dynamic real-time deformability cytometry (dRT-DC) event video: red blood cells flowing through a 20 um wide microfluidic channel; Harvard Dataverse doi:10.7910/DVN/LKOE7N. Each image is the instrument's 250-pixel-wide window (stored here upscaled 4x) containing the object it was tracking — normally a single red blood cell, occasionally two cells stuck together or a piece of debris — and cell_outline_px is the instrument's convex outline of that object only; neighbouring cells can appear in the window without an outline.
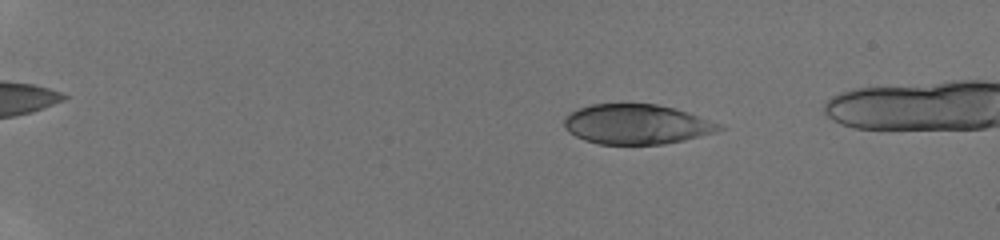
{"species": "human", "species_latin": "Homo sapiens", "temperature_condition": "room temperature", "stored_images_in_passage": 61, "camera_frame_rate_fps": 3000, "um_per_image_px": 0.085, "donor": {"sex": "male"}, "frame": {"image": 1, "passage_image": 17, "time_ms": 3.667, "image_size_px": [1000, 240], "cell_outline_px": [[724, 128], [716, 132], [684, 140], [664, 144], [600, 144], [584, 140], [568, 132], [564, 128], [564, 120], [572, 112], [580, 108], [592, 104], [656, 104], [688, 112], [724, 124]], "centroid_in_image_um": [54.15, 10.57], "position_along_channel_um": 30.9, "area_um2": 35.95}}
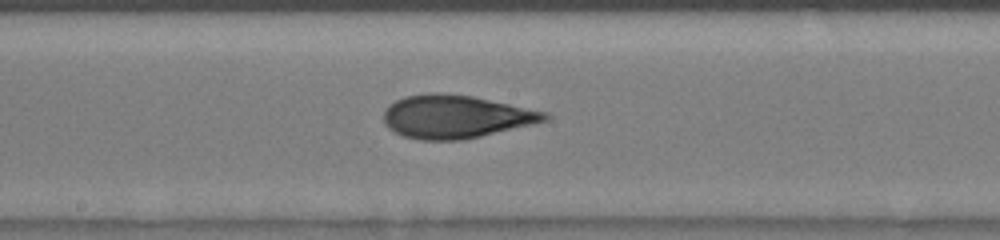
{"frame": {"image": 2, "passage_image": 39, "time_ms": 10.667, "image_size_px": [1000, 240], "cell_outline_px": [[552, 116], [548, 120], [480, 136], [460, 140], [420, 140], [404, 136], [388, 128], [384, 124], [384, 108], [396, 100], [404, 96], [432, 92], [436, 92], [472, 96], [548, 112]], "centroid_in_image_um": [38.71, 9.91], "position_along_channel_um": 209.5, "area_um2": 40.34}}
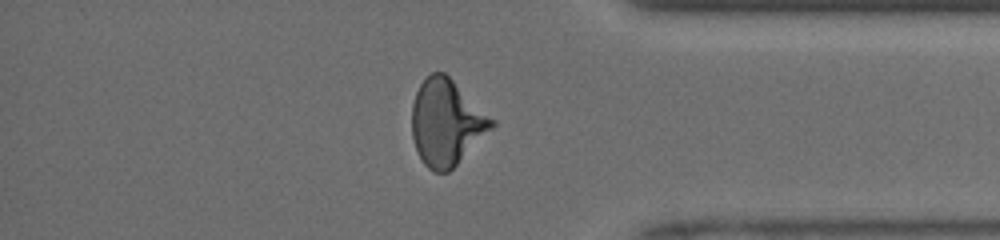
{"frame": {"image": 3, "passage_image": 55, "time_ms": 15.333, "image_size_px": [1000, 240], "cell_outline_px": [[496, 124], [448, 172], [432, 172], [424, 164], [416, 148], [412, 136], [412, 104], [416, 92], [420, 84], [432, 72], [444, 72], [496, 120]], "centroid_in_image_um": [37.94, 10.4], "position_along_channel_um": 397.3, "area_um2": 39.59}, "authors_computed_cell_mechanics": {"area_um2": 38.7838, "velocity_mm_per_s": 4.2166, "shape_relaxation_time_tau1_ms": 7.4823, "shape_relaxation_time_tau2_ms": 1.0093, "deformation_change_tau1": 0.2554, "deformation_change_tau2": 0.0732}}